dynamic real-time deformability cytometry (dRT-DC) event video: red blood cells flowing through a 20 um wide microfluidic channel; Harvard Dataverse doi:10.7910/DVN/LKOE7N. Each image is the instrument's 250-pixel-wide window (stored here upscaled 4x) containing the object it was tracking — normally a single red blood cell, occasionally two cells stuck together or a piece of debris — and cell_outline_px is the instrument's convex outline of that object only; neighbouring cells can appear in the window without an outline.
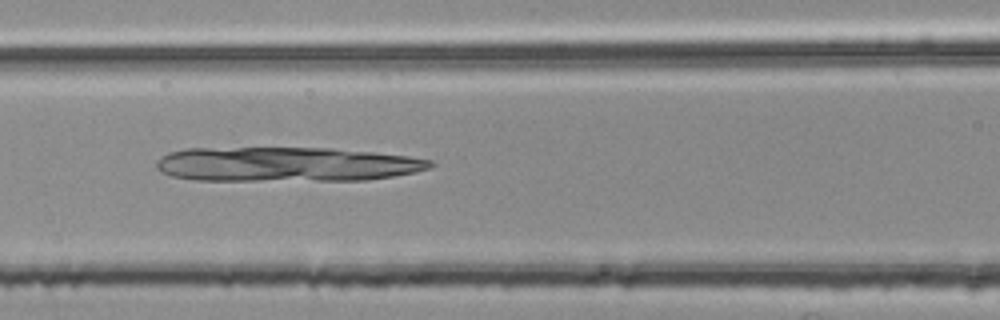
{"species": "common noctule bat (a hibernating species)", "species_latin": "Nyctalus noctula", "temperature_condition": "room temperature", "stored_images_in_passage": 51, "camera_frame_rate_fps": 3000, "um_per_image_px": 0.085, "animal": {"sex": "female", "body_mass_g": 25.1}, "frame": {"image": 1, "passage_image": 21, "time_ms": 6.667, "image_size_px": [1000, 320], "cell_outline_px": [[436, 164], [428, 168], [416, 172], [368, 180], [192, 180], [172, 176], [160, 172], [156, 168], [156, 160], [168, 152], [188, 148], [332, 148], [372, 152], [408, 156], [432, 160]], "centroid_in_image_um": [24.31, 13.96], "position_along_channel_um": 142.3, "area_um2": 55.31}}
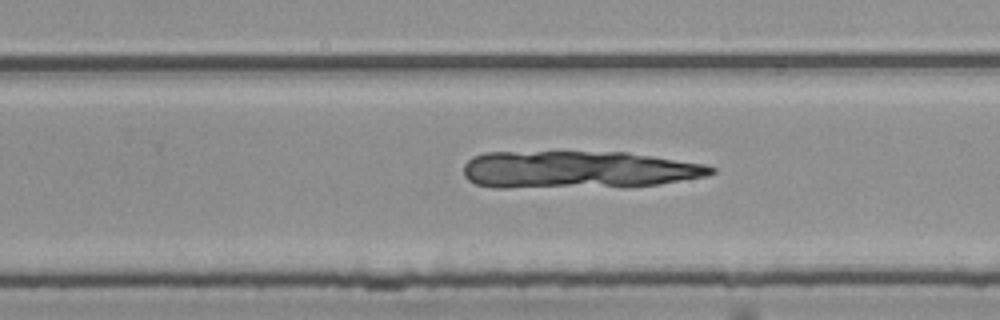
{"frame": {"image": 2, "passage_image": 32, "time_ms": 10.333, "image_size_px": [1000, 320], "cell_outline_px": [[716, 172], [708, 176], [660, 184], [628, 188], [492, 188], [476, 184], [468, 180], [464, 176], [464, 164], [472, 156], [484, 152], [624, 152], [704, 164], [716, 168]], "centroid_in_image_um": [49.12, 14.46], "position_along_channel_um": 280.7, "area_um2": 55.31}}
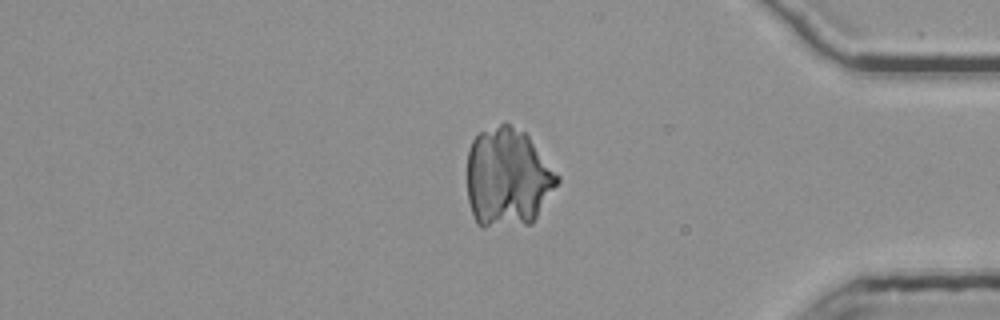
{"frame": {"image": 3, "passage_image": 43, "time_ms": 14.0, "image_size_px": [1000, 320], "cell_outline_px": [[560, 180], [532, 224], [484, 228], [476, 220], [472, 212], [468, 200], [468, 152], [472, 140], [480, 132], [504, 120], [524, 132], [528, 136], [560, 176]], "centroid_in_image_um": [43.16, 15.08], "position_along_channel_um": 392.0, "area_um2": 52.31}}